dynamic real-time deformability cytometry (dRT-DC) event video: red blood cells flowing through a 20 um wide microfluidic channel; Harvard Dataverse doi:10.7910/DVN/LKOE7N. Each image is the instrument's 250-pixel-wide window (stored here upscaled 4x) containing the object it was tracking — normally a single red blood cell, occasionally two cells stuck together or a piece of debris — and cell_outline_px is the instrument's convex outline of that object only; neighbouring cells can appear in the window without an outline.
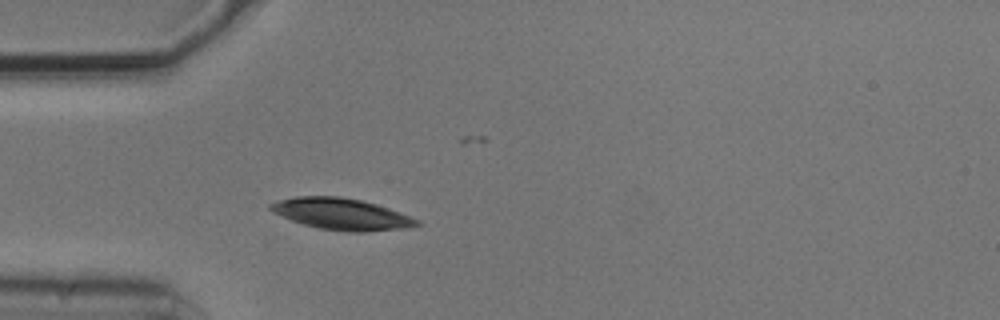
{"species": "common noctule bat (a hibernating species)", "species_latin": "Nyctalus noctula", "temperature_condition": "cold", "stored_images_in_passage": 3, "camera_frame_rate_fps": 3000, "um_per_image_px": 0.085, "animal": {"sex": "male", "body_mass_g": 20.5, "forearm_length_mm": 52.5}, "frame": {"image": 1, "passage_image": 3, "time_ms": 0.667, "image_size_px": [1000, 320], "cell_outline_px": [[420, 224], [408, 228], [364, 232], [344, 232], [320, 228], [304, 224], [280, 216], [272, 212], [268, 208], [268, 204], [280, 200], [296, 196], [340, 196], [360, 200], [376, 204], [400, 212], [420, 220]], "centroid_in_image_um": [29.03, 18.19], "position_along_channel_um": 56.0, "area_um2": 26.88}}